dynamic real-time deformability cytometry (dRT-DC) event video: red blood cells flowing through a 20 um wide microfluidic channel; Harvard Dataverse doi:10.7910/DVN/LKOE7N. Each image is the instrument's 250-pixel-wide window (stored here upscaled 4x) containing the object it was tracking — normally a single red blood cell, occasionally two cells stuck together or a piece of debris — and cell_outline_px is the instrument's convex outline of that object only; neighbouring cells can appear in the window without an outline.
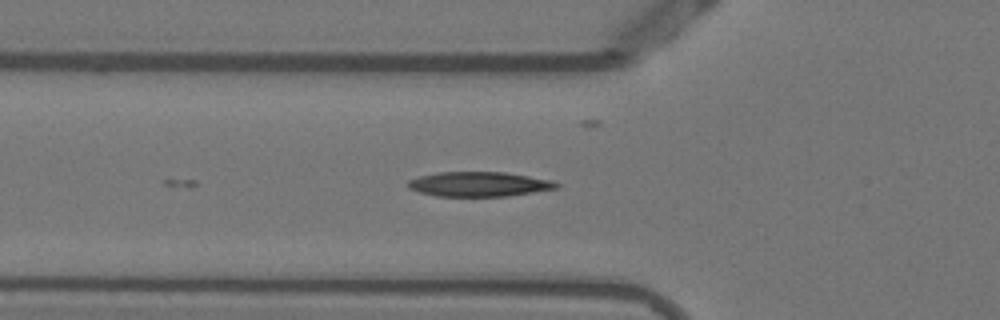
{"species": "Egyptian fruit bat (a non-hibernating species)", "species_latin": "Rousettus aegyptiacus", "temperature_condition": "warm", "stored_images_in_passage": 4, "camera_frame_rate_fps": 3000, "um_per_image_px": 0.085, "animal": {"sex": "female"}, "frame": {"image": 1, "passage_image": 4, "time_ms": 1.0, "image_size_px": [1000, 320], "cell_outline_px": [[560, 184], [556, 188], [508, 196], [436, 196], [420, 192], [408, 188], [408, 180], [420, 176], [440, 172], [504, 172], [552, 180]], "centroid_in_image_um": [40.7, 15.65], "position_along_channel_um": 85.1, "area_um2": 21.15}}